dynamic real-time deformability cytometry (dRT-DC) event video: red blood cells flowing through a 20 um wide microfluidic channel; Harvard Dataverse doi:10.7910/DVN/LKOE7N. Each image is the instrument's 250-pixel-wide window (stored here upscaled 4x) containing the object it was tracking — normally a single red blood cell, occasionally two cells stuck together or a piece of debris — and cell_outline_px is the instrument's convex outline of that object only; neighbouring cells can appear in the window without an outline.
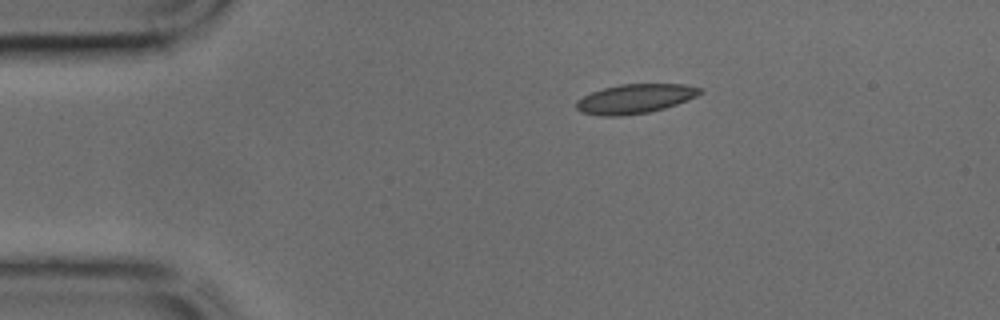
{"species": "common noctule bat (a hibernating species)", "species_latin": "Nyctalus noctula", "temperature_condition": "cold", "stored_images_in_passage": 37, "camera_frame_rate_fps": 3000, "um_per_image_px": 0.085, "animal": {"sex": "male", "body_mass_g": 17.9, "forearm_length_mm": 54.2}, "frame": {"image": 1, "passage_image": 1, "time_ms": 0.0, "image_size_px": [1000, 320], "cell_outline_px": [[704, 92], [688, 100], [664, 108], [648, 112], [620, 116], [604, 116], [580, 112], [576, 108], [576, 100], [592, 92], [604, 88], [620, 84], [684, 84], [704, 88]], "centroid_in_image_um": [54.0, 8.39], "position_along_channel_um": 31.0, "area_um2": 21.15}}
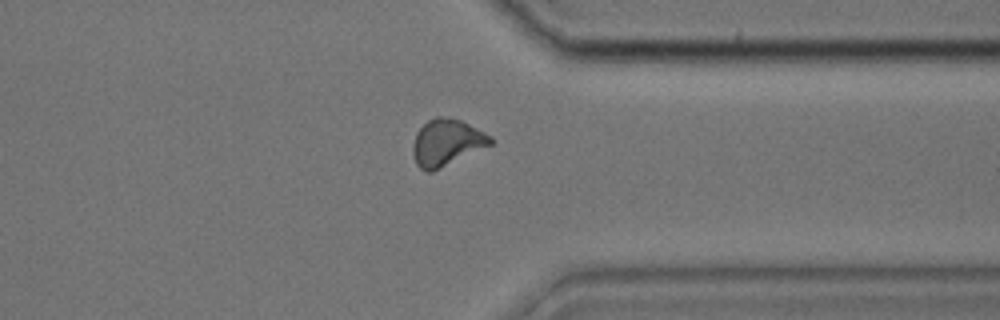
{"frame": {"image": 2, "passage_image": 27, "time_ms": 8.667, "image_size_px": [1000, 320], "cell_outline_px": [[492, 144], [432, 172], [428, 172], [420, 168], [416, 164], [412, 152], [412, 148], [416, 132], [428, 120], [436, 116], [440, 116], [460, 120], [492, 136]], "centroid_in_image_um": [37.94, 12.12], "position_along_channel_um": 373.5, "area_um2": 20.87}}
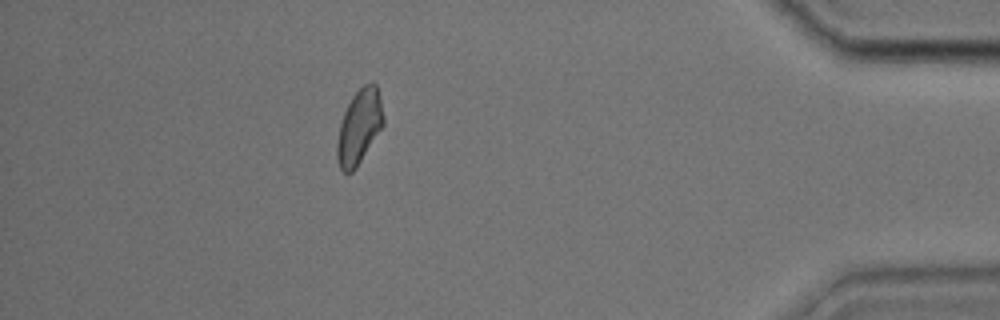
{"frame": {"image": 3, "passage_image": 32, "time_ms": 10.333, "image_size_px": [1000, 320], "cell_outline_px": [[384, 124], [356, 168], [352, 172], [344, 172], [340, 168], [336, 160], [336, 144], [340, 124], [344, 112], [352, 96], [364, 84], [372, 80], [376, 84], [384, 116]], "centroid_in_image_um": [30.52, 10.77], "position_along_channel_um": 404.7, "area_um2": 20.06}}